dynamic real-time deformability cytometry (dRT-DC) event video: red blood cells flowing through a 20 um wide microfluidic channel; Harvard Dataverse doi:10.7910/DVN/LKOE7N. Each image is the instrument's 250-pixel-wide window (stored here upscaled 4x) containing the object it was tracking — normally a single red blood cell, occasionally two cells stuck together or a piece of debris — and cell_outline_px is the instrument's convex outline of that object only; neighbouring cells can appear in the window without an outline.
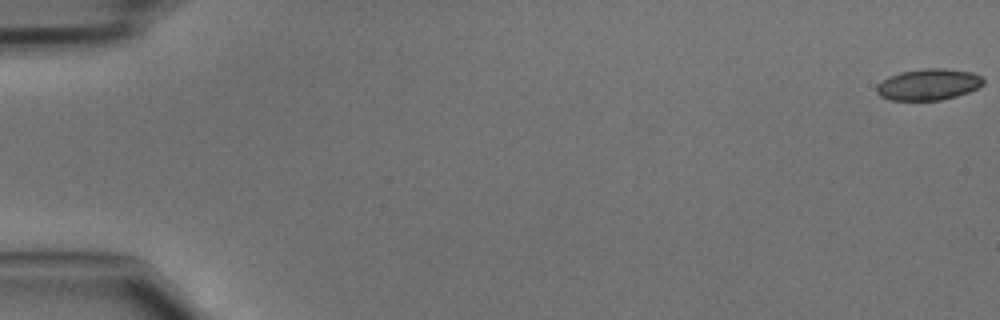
{"species": "common noctule bat (a hibernating species)", "species_latin": "Nyctalus noctula", "temperature_condition": "cold", "stored_images_in_passage": 47, "camera_frame_rate_fps": 3000, "um_per_image_px": 0.085, "animal": {"sex": "male", "body_mass_g": 15.6}, "frame": {"image": 1, "passage_image": 1, "time_ms": 0.0, "image_size_px": [1000, 320], "cell_outline_px": [[984, 84], [968, 92], [956, 96], [940, 100], [892, 100], [880, 96], [876, 92], [876, 84], [888, 76], [900, 72], [924, 68], [944, 68], [972, 72], [984, 76]], "centroid_in_image_um": [78.92, 7.17], "position_along_channel_um": 6.1, "area_um2": 19.65}}
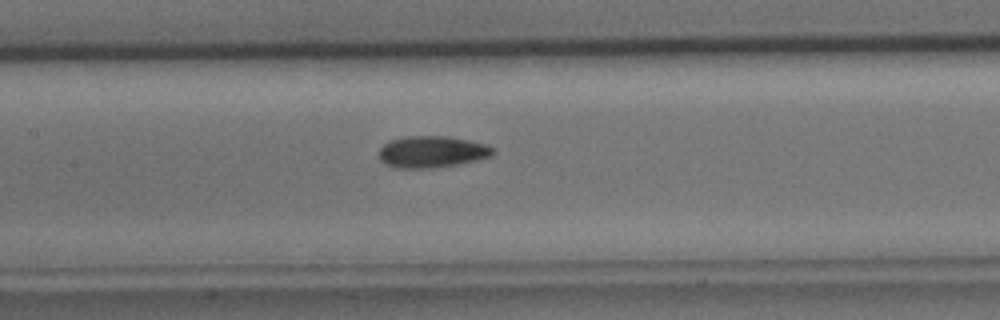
{"frame": {"image": 2, "passage_image": 23, "time_ms": 7.333, "image_size_px": [1000, 320], "cell_outline_px": [[496, 152], [492, 156], [460, 164], [432, 168], [392, 168], [384, 164], [380, 160], [380, 148], [388, 140], [408, 136], [448, 136], [468, 140], [484, 144], [496, 148]], "centroid_in_image_um": [36.72, 12.91], "position_along_channel_um": 170.7, "area_um2": 21.27}}
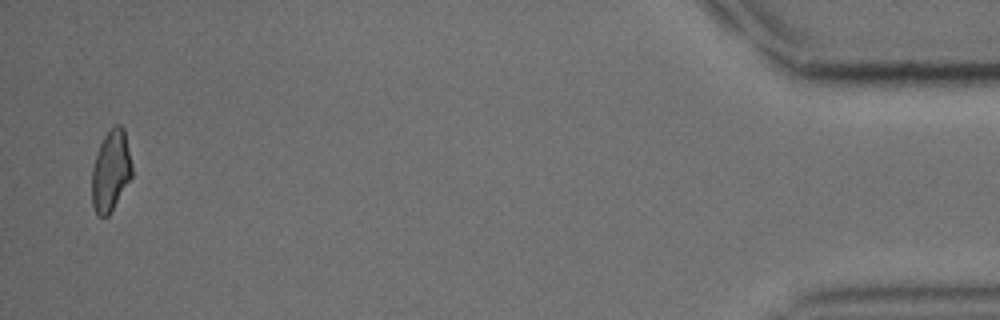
{"frame": {"image": 3, "passage_image": 46, "time_ms": 15.0, "image_size_px": [1000, 320], "cell_outline_px": [[132, 176], [108, 216], [96, 216], [92, 204], [92, 168], [96, 152], [104, 136], [116, 124], [120, 124], [124, 128], [132, 164]], "centroid_in_image_um": [9.41, 14.52], "position_along_channel_um": 425.8, "area_um2": 18.9}}